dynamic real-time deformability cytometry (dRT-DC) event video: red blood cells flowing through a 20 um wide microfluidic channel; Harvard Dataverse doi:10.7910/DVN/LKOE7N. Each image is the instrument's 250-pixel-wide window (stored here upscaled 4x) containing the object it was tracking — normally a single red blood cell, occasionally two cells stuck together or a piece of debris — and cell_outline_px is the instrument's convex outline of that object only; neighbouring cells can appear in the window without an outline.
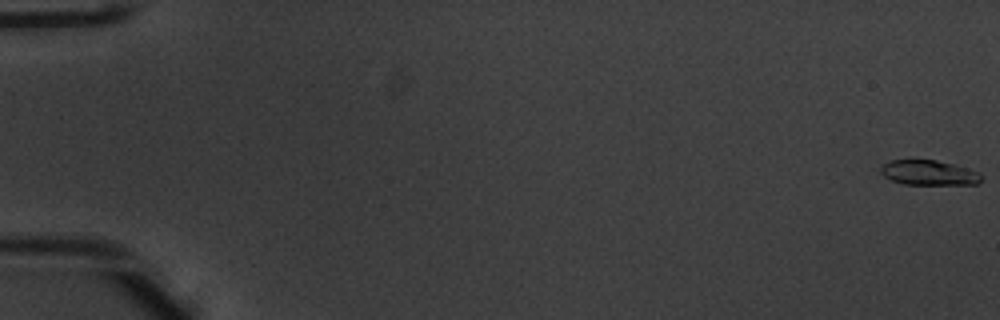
{"species": "common noctule bat (a hibernating species)", "species_latin": "Nyctalus noctula", "temperature_condition": "warm", "stored_images_in_passage": 53, "camera_frame_rate_fps": 3000, "um_per_image_px": 0.085, "animal": {"sex": "male", "body_mass_g": 20.1, "forearm_length_mm": 53.5}, "frame": {"image": 1, "passage_image": 1, "time_ms": 0.0, "image_size_px": [1000, 320], "cell_outline_px": [[980, 184], [904, 184], [892, 180], [884, 176], [880, 172], [880, 168], [884, 164], [892, 160], [912, 156], [936, 160], [956, 164], [980, 172]], "centroid_in_image_um": [78.92, 14.63], "position_along_channel_um": 6.1, "area_um2": 15.2}}
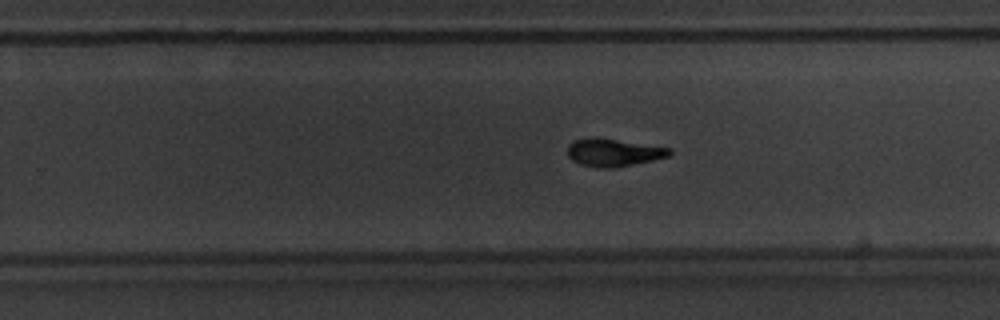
{"frame": {"image": 2, "passage_image": 35, "time_ms": 11.333, "image_size_px": [1000, 320], "cell_outline_px": [[672, 152], [668, 156], [652, 160], [612, 168], [596, 168], [580, 164], [572, 160], [568, 156], [568, 144], [572, 140], [592, 136], [596, 136], [672, 148]], "centroid_in_image_um": [52.1, 12.94], "position_along_channel_um": 277.7, "area_um2": 16.7}}
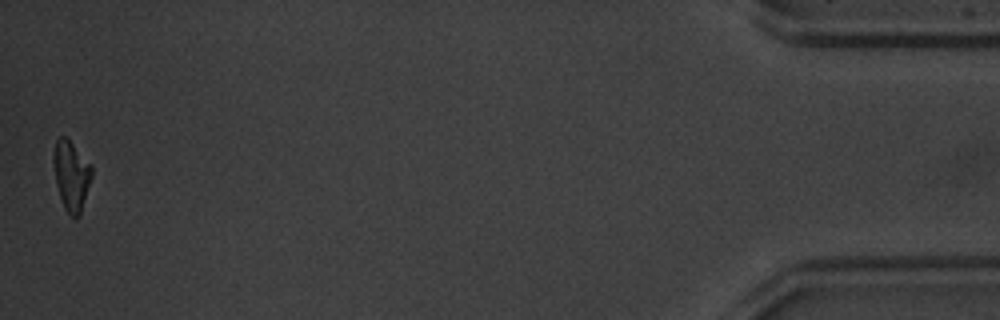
{"frame": {"image": 3, "passage_image": 53, "time_ms": 17.333, "image_size_px": [1000, 320], "cell_outline_px": [[92, 176], [80, 216], [76, 220], [64, 208], [56, 184], [52, 160], [52, 156], [56, 140], [60, 136], [64, 136], [92, 164]], "centroid_in_image_um": [6.06, 14.93], "position_along_channel_um": 429.1, "area_um2": 15.61}, "authors_computed_cell_mechanics": {"area_um2": 16.2418, "velocity_mm_per_s": 3.9449, "shape_relaxation_time_tau1_ms": 2.564, "shape_relaxation_time_tau2_ms": 1.4577, "deformation_change_tau1": 0.166, "deformation_change_tau2": 0.0741}}